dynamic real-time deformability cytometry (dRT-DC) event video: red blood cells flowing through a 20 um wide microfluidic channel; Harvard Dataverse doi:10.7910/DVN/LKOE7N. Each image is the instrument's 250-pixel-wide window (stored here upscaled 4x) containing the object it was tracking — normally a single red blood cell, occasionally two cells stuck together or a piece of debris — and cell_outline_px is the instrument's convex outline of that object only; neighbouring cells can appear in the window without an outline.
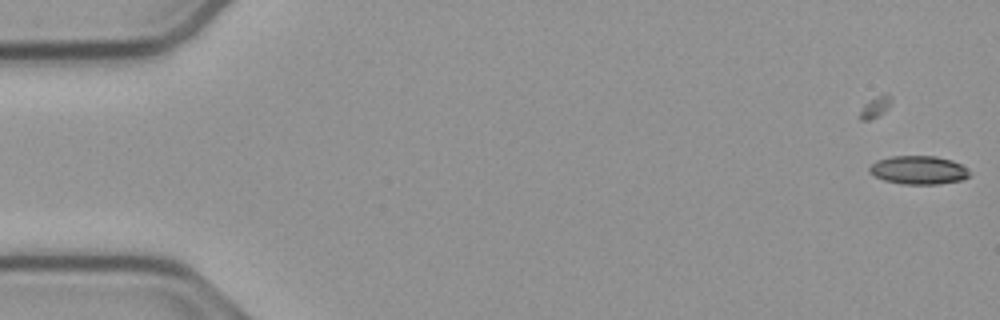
{"species": "common noctule bat (a hibernating species)", "species_latin": "Nyctalus noctula", "temperature_condition": "cold", "stored_images_in_passage": 4, "camera_frame_rate_fps": 3000, "um_per_image_px": 0.085, "animal": {"sex": "male", "body_mass_g": 23.1, "forearm_length_mm": 52.7}, "frame": {"image": 1, "passage_image": 4, "time_ms": 1.0, "image_size_px": [1000, 320], "cell_outline_px": [[968, 176], [964, 180], [940, 184], [904, 184], [884, 180], [868, 172], [868, 168], [876, 160], [892, 156], [936, 156], [952, 160], [968, 168]], "centroid_in_image_um": [78.08, 14.45], "position_along_channel_um": 6.9, "area_um2": 16.65}}